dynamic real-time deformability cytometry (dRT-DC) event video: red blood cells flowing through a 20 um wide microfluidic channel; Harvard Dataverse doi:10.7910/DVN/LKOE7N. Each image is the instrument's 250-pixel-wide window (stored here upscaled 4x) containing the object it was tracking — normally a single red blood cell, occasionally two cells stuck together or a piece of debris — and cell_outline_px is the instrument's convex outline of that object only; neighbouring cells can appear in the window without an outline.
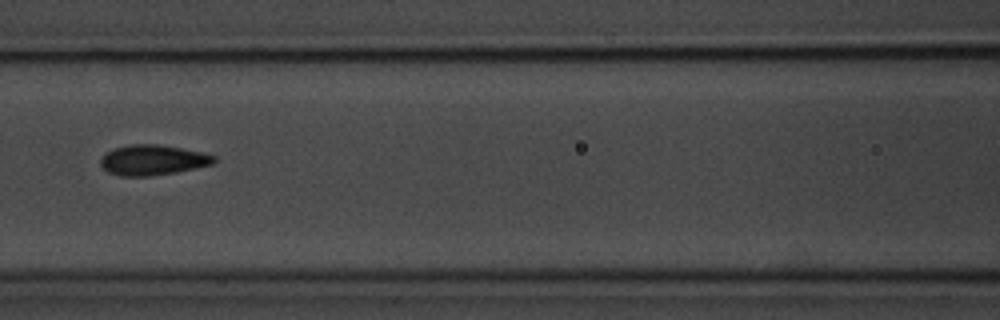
{"species": "common noctule bat (a hibernating species)", "species_latin": "Nyctalus noctula", "temperature_condition": "room temperature", "stored_images_in_passage": 3, "camera_frame_rate_fps": 3000, "um_per_image_px": 0.085, "animal": {"sex": "male", "body_mass_g": 20.1, "forearm_length_mm": 53.5}, "frame": {"image": 1, "passage_image": 3, "time_ms": 3.0, "image_size_px": [1000, 320], "cell_outline_px": [[216, 160], [212, 164], [176, 172], [148, 176], [120, 176], [108, 172], [100, 164], [100, 160], [108, 152], [116, 148], [132, 144], [156, 144], [180, 148], [200, 152], [216, 156]], "centroid_in_image_um": [12.98, 13.61], "position_along_channel_um": 153.6, "area_um2": 19.65}}